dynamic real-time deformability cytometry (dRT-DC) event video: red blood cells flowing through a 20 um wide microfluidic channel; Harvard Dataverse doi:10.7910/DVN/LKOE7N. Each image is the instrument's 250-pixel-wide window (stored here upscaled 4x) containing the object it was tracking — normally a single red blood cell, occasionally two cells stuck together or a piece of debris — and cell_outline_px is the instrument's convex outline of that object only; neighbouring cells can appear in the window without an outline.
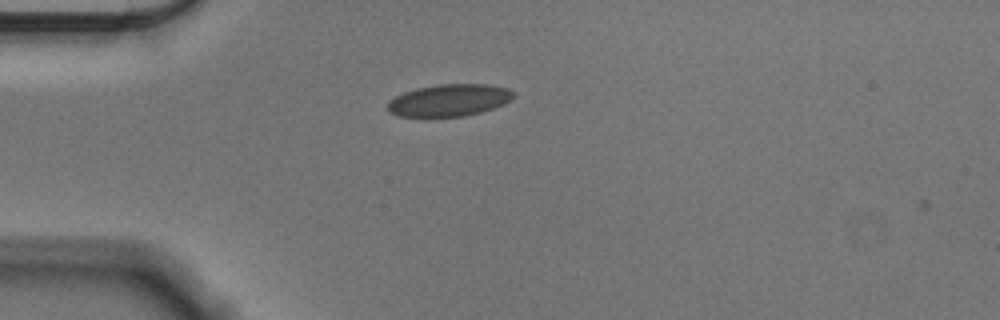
{"species": "Egyptian fruit bat (a non-hibernating species)", "species_latin": "Rousettus aegyptiacus", "temperature_condition": "cold", "stored_images_in_passage": 2, "camera_frame_rate_fps": 3000, "um_per_image_px": 0.085, "animal": {"sex": "male"}, "frame": {"image": 1, "passage_image": 1, "time_ms": 0.0, "image_size_px": [1000, 320], "cell_outline_px": [[516, 92], [512, 100], [504, 104], [480, 112], [464, 116], [400, 116], [388, 112], [388, 100], [404, 92], [416, 88], [440, 84], [488, 84], [508, 88]], "centroid_in_image_um": [38.21, 8.5], "position_along_channel_um": 46.8, "area_um2": 23.52}}